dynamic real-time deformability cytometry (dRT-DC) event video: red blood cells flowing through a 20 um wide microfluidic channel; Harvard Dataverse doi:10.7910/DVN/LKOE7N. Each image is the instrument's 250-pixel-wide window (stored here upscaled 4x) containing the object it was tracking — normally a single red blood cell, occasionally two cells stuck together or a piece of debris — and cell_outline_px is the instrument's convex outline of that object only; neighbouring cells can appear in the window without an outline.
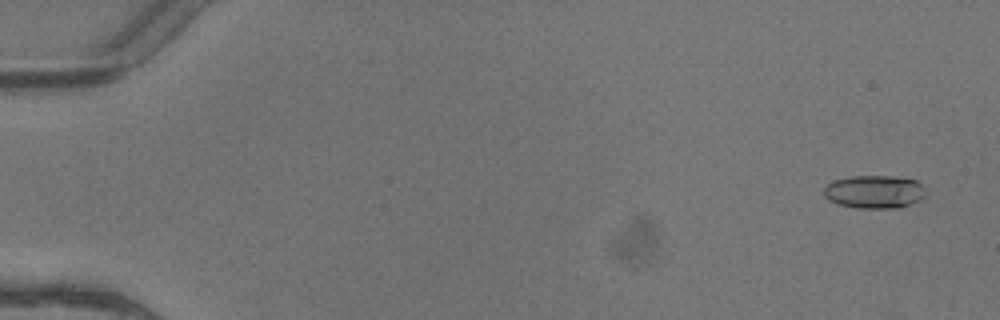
{"species": "common noctule bat (a hibernating species)", "species_latin": "Nyctalus noctula", "temperature_condition": "warm", "stored_images_in_passage": 5, "camera_frame_rate_fps": 3000, "um_per_image_px": 0.085, "animal": {"sex": "female"}, "frame": {"image": 1, "passage_image": 1, "time_ms": 0.0, "image_size_px": [1000, 320], "cell_outline_px": [[924, 196], [920, 200], [900, 208], [856, 208], [836, 204], [828, 200], [824, 196], [824, 188], [828, 184], [836, 180], [848, 176], [892, 176], [916, 180], [920, 184]], "centroid_in_image_um": [74.28, 16.31], "position_along_channel_um": 10.7, "area_um2": 19.59}}
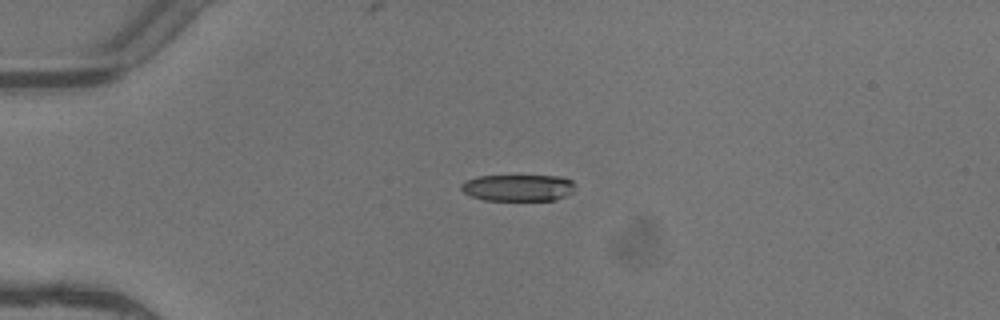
{"frame": {"image": 2, "passage_image": 4, "time_ms": 1.0, "image_size_px": [1000, 320], "cell_outline_px": [[572, 192], [556, 200], [484, 200], [472, 196], [464, 192], [460, 188], [460, 184], [464, 180], [480, 176], [560, 176], [572, 180]], "centroid_in_image_um": [43.99, 15.95], "position_along_channel_um": 41.0, "area_um2": 17.57}}